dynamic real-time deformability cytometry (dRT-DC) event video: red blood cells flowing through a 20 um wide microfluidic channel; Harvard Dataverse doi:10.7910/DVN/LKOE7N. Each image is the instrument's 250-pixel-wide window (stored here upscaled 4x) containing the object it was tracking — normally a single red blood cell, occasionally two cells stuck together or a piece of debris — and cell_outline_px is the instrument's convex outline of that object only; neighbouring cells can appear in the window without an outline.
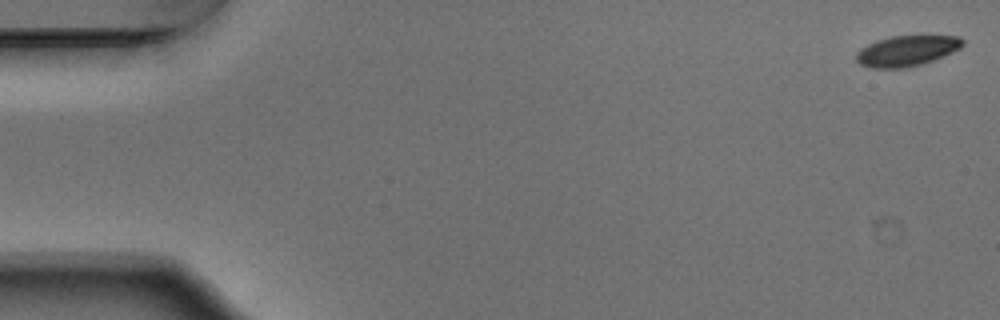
{"species": "Egyptian fruit bat (a non-hibernating species)", "species_latin": "Rousettus aegyptiacus", "temperature_condition": "warm", "stored_images_in_passage": 54, "camera_frame_rate_fps": 3000, "um_per_image_px": 0.085, "animal": {"sex": "male"}, "frame": {"image": 1, "passage_image": 1, "time_ms": 0.0, "image_size_px": [1000, 320], "cell_outline_px": [[964, 44], [960, 48], [952, 52], [932, 60], [920, 64], [904, 68], [872, 68], [860, 64], [856, 60], [856, 52], [860, 48], [876, 40], [892, 36], [960, 36], [964, 40]], "centroid_in_image_um": [77.05, 4.31], "position_along_channel_um": 8.0, "area_um2": 18.84}}
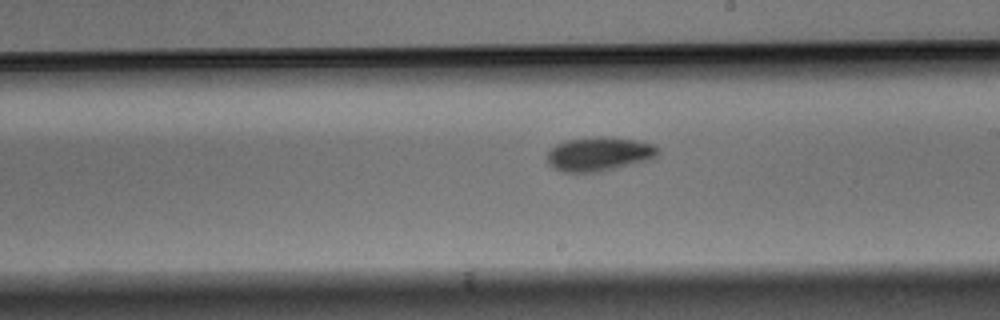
{"frame": {"image": 2, "passage_image": 31, "time_ms": 10.0, "image_size_px": [1000, 320], "cell_outline_px": [[660, 152], [652, 160], [600, 172], [560, 172], [552, 168], [548, 164], [548, 152], [556, 144], [568, 140], [600, 136], [612, 136], [636, 140], [656, 144], [660, 148]], "centroid_in_image_um": [50.99, 13.09], "position_along_channel_um": 238.0, "area_um2": 22.48}}
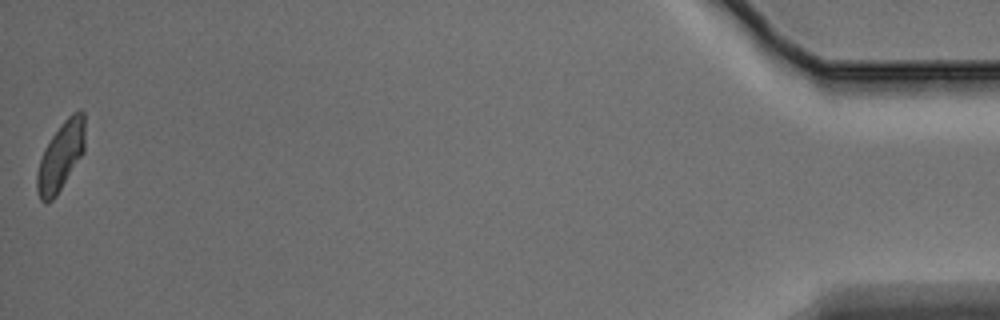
{"frame": {"image": 3, "passage_image": 54, "time_ms": 17.667, "image_size_px": [1000, 320], "cell_outline_px": [[84, 152], [56, 196], [52, 200], [44, 204], [40, 200], [36, 188], [36, 172], [44, 148], [52, 136], [64, 120], [72, 112], [80, 108], [84, 112]], "centroid_in_image_um": [5.15, 13.29], "position_along_channel_um": 430.0, "area_um2": 19.25}, "authors_computed_cell_mechanics": {"area_um2": 20.0855, "velocity_mm_per_s": 3.7399, "shape_relaxation_time_tau1_ms": 2.8137, "shape_relaxation_time_tau2_ms": 7.4303, "deformation_change_tau1": 0.1344, "deformation_change_tau2": 0.1195}}